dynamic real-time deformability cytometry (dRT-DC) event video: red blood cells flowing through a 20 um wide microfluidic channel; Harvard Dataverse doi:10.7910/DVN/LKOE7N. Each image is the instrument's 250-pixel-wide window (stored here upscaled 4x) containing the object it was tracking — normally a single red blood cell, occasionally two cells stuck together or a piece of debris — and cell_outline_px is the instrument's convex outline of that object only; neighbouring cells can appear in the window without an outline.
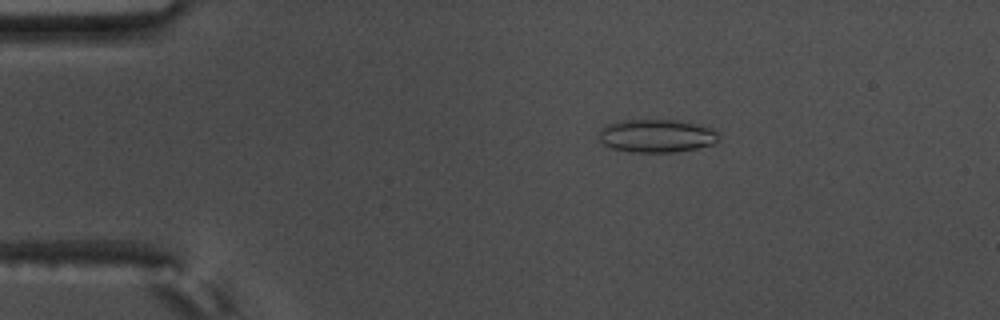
{"species": "common noctule bat (a hibernating species)", "species_latin": "Nyctalus noctula", "temperature_condition": "warm", "stored_images_in_passage": 58, "camera_frame_rate_fps": 3000, "um_per_image_px": 0.085, "animal": {"sex": "male", "body_mass_g": 17.5, "forearm_length_mm": 52.3}, "frame": {"image": 1, "passage_image": 11, "time_ms": 3.333, "image_size_px": [1000, 320], "cell_outline_px": [[720, 140], [712, 144], [696, 148], [676, 152], [632, 152], [612, 148], [604, 144], [600, 140], [600, 128], [604, 124], [620, 120], [676, 120], [704, 124], [712, 128], [716, 132]], "centroid_in_image_um": [55.82, 11.53], "position_along_channel_um": 29.2, "area_um2": 23.35}}
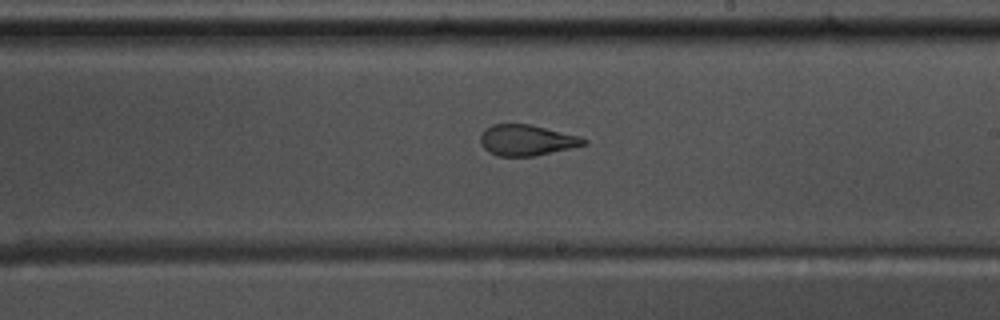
{"frame": {"image": 2, "passage_image": 34, "time_ms": 11.0, "image_size_px": [1000, 320], "cell_outline_px": [[588, 144], [532, 156], [500, 156], [488, 152], [480, 144], [480, 136], [484, 128], [492, 124], [532, 124], [580, 136], [588, 140]], "centroid_in_image_um": [44.75, 11.9], "position_along_channel_um": 244.2, "area_um2": 18.67}}
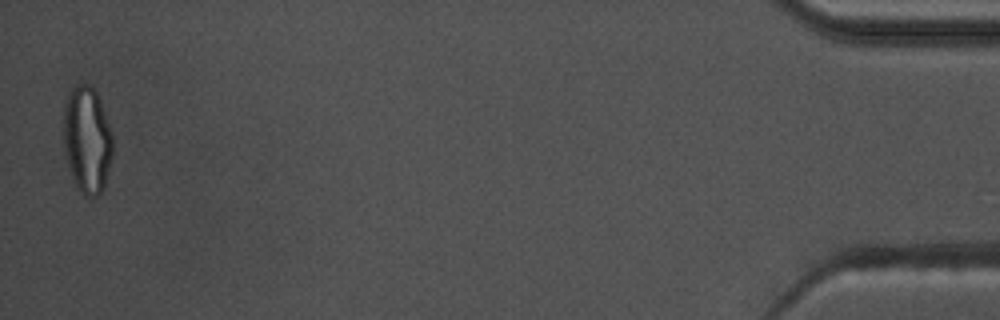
{"frame": {"image": 3, "passage_image": 57, "time_ms": 18.667, "image_size_px": [1000, 320], "cell_outline_px": [[112, 156], [104, 188], [96, 196], [84, 196], [76, 188], [68, 164], [64, 148], [64, 104], [72, 88], [76, 84], [88, 84], [96, 92], [100, 100], [112, 132]], "centroid_in_image_um": [7.4, 11.89], "position_along_channel_um": 427.8, "area_um2": 30.58}, "authors_computed_cell_mechanics": {"area_um2": 22.4553, "velocity_mm_per_s": 3.5814, "shape_relaxation_time_tau1_ms": null, "shape_relaxation_time_tau2_ms": 0.952, "deformation_change_tau1": null, "deformation_change_tau2": 0.0854}}